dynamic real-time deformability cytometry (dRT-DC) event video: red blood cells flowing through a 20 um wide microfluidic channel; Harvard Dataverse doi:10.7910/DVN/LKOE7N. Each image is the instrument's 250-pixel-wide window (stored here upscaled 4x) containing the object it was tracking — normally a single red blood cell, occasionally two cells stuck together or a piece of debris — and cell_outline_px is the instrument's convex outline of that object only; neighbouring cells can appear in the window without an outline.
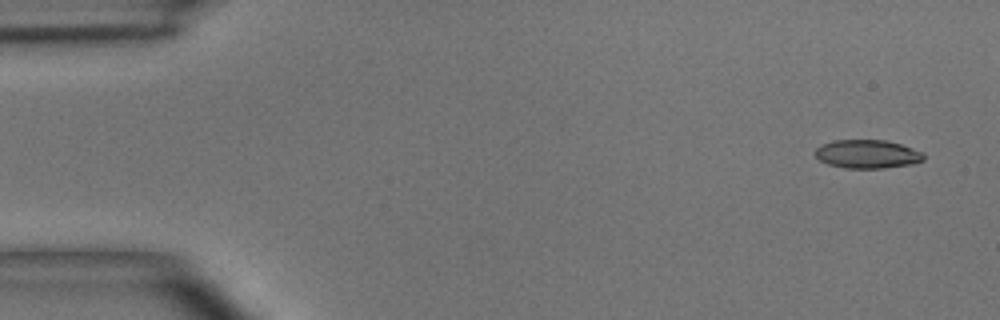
{"species": "common noctule bat (a hibernating species)", "species_latin": "Nyctalus noctula", "temperature_condition": "room temperature", "stored_images_in_passage": 4, "camera_frame_rate_fps": 3000, "um_per_image_px": 0.085, "animal": {"sex": "male", "body_mass_g": 15.6}, "frame": {"image": 1, "passage_image": 1, "time_ms": 0.0, "image_size_px": [1000, 320], "cell_outline_px": [[924, 160], [912, 164], [884, 168], [844, 168], [828, 164], [820, 160], [812, 152], [820, 144], [832, 140], [884, 140], [900, 144], [924, 152]], "centroid_in_image_um": [73.69, 13.09], "position_along_channel_um": 11.3, "area_um2": 18.21}}
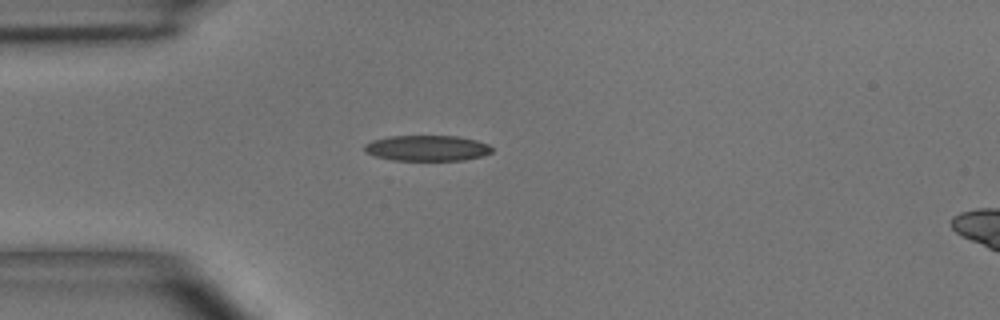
{"frame": {"image": 2, "passage_image": 4, "time_ms": 3.667, "image_size_px": [1000, 320], "cell_outline_px": [[492, 152], [480, 156], [464, 160], [392, 160], [376, 156], [364, 152], [364, 144], [372, 140], [388, 136], [456, 136], [476, 140], [488, 144], [492, 148]], "centroid_in_image_um": [36.27, 12.58], "position_along_channel_um": 48.7, "area_um2": 19.02}}